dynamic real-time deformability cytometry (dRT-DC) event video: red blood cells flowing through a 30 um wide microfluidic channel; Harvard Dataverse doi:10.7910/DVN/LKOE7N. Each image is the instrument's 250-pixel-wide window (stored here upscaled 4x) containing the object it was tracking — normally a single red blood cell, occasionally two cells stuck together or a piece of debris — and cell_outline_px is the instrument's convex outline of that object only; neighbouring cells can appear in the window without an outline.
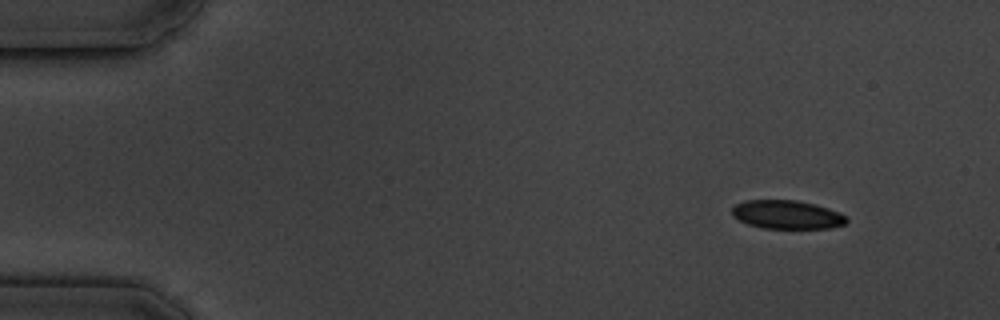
{"species": "common noctule bat (a hibernating species)", "species_latin": "Nyctalus noctula", "temperature_condition": "cold", "stored_images_in_passage": 9, "camera_frame_rate_fps": 3000, "um_per_image_px": 0.085, "animal": {"sex": "male", "body_mass_g": 19.5, "forearm_length_mm": 54.6}, "frame": {"image": 1, "passage_image": 1, "time_ms": 0.0, "image_size_px": [1000, 320], "cell_outline_px": [[848, 220], [844, 224], [832, 228], [760, 228], [748, 224], [732, 216], [732, 208], [736, 204], [744, 200], [796, 200], [828, 208], [844, 216]], "centroid_in_image_um": [66.84, 18.24], "position_along_channel_um": 18.2, "area_um2": 18.9}}